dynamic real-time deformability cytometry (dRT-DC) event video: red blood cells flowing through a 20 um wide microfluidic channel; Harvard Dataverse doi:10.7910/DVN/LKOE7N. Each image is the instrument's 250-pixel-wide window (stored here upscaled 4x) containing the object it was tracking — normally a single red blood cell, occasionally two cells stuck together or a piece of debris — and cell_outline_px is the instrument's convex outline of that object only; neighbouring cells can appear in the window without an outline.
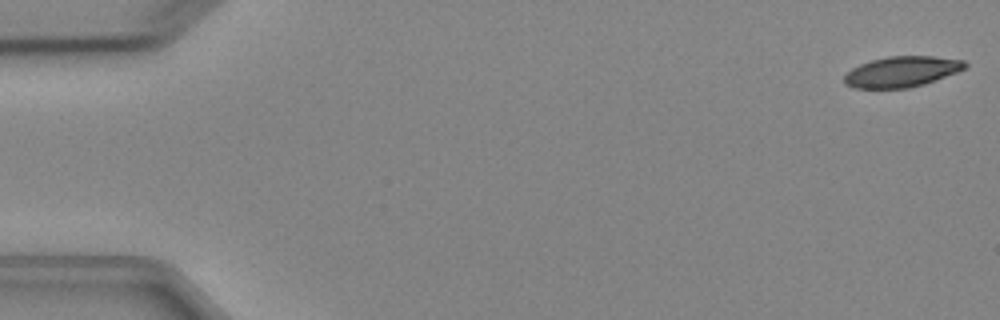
{"species": "Egyptian fruit bat (a non-hibernating species)", "species_latin": "Rousettus aegyptiacus", "temperature_condition": "cold", "stored_images_in_passage": 5, "camera_frame_rate_fps": 3000, "um_per_image_px": 0.085, "animal": {"sex": "female"}, "frame": {"image": 1, "passage_image": 1, "time_ms": 0.0, "image_size_px": [1000, 320], "cell_outline_px": [[968, 64], [964, 68], [956, 72], [924, 84], [908, 88], [852, 88], [844, 84], [844, 76], [852, 68], [860, 64], [872, 60], [888, 56], [932, 56], [964, 60]], "centroid_in_image_um": [76.62, 6.09], "position_along_channel_um": 8.4, "area_um2": 21.44}}
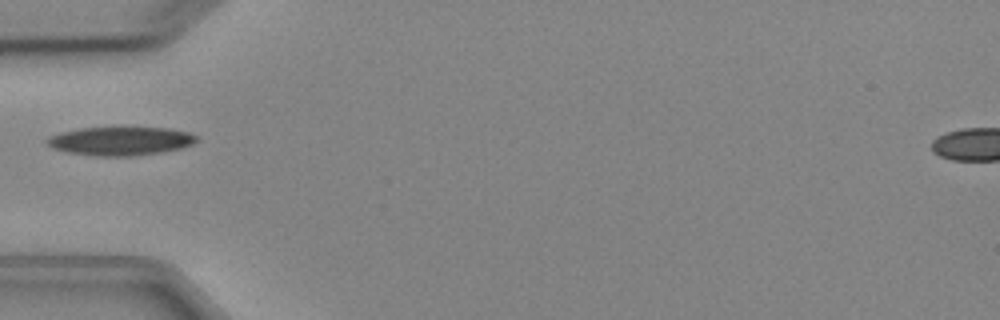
{"frame": {"image": 2, "passage_image": 5, "time_ms": 5.333, "image_size_px": [1000, 320], "cell_outline_px": [[200, 140], [192, 144], [180, 148], [164, 152], [132, 156], [96, 156], [68, 152], [52, 148], [44, 140], [48, 136], [60, 132], [80, 128], [120, 124], [168, 128], [188, 132], [196, 136]], "centroid_in_image_um": [10.24, 11.93], "position_along_channel_um": 74.8, "area_um2": 26.18}}